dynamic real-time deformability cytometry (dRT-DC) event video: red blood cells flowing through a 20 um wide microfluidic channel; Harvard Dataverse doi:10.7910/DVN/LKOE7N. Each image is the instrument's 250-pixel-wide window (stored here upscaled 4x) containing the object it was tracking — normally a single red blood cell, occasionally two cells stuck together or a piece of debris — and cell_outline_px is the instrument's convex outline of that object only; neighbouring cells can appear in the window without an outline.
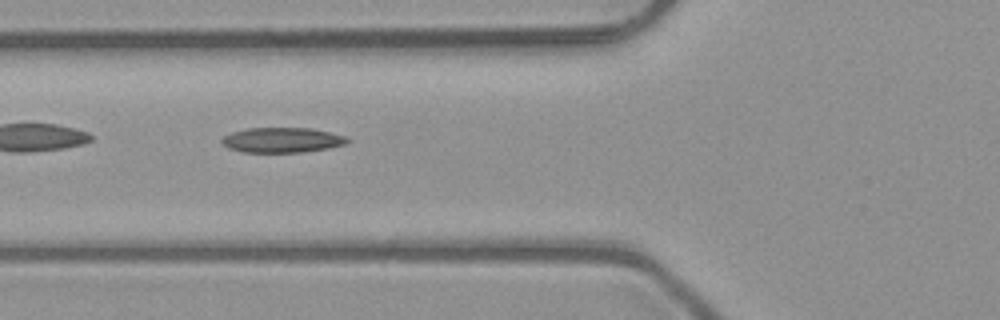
{"species": "common noctule bat (a hibernating species)", "species_latin": "Nyctalus noctula", "temperature_condition": "room temperature", "stored_images_in_passage": 8, "camera_frame_rate_fps": 3000, "um_per_image_px": 0.085, "animal": {"sex": "male", "body_mass_g": 23.1, "forearm_length_mm": 52.7}, "frame": {"image": 1, "passage_image": 6, "time_ms": 1.667, "image_size_px": [1000, 320], "cell_outline_px": [[352, 140], [344, 144], [328, 148], [300, 152], [244, 152], [228, 148], [220, 140], [224, 136], [232, 132], [248, 128], [312, 128], [348, 136]], "centroid_in_image_um": [24.01, 11.89], "position_along_channel_um": 101.8, "area_um2": 18.32}}
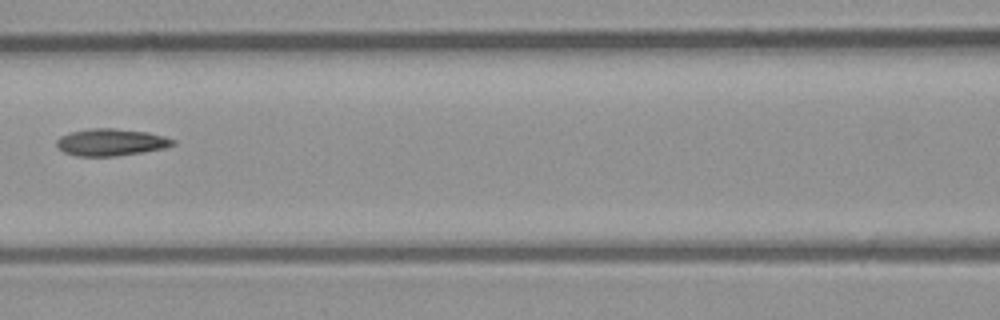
{"frame": {"image": 2, "passage_image": 7, "time_ms": 2.0, "image_size_px": [1000, 320], "cell_outline_px": [[176, 144], [164, 148], [116, 156], [76, 156], [64, 152], [56, 144], [56, 140], [60, 136], [72, 132], [88, 128], [112, 128], [148, 132], [164, 136], [176, 140]], "centroid_in_image_um": [9.44, 12.08], "position_along_channel_um": 157.2, "area_um2": 18.26}}
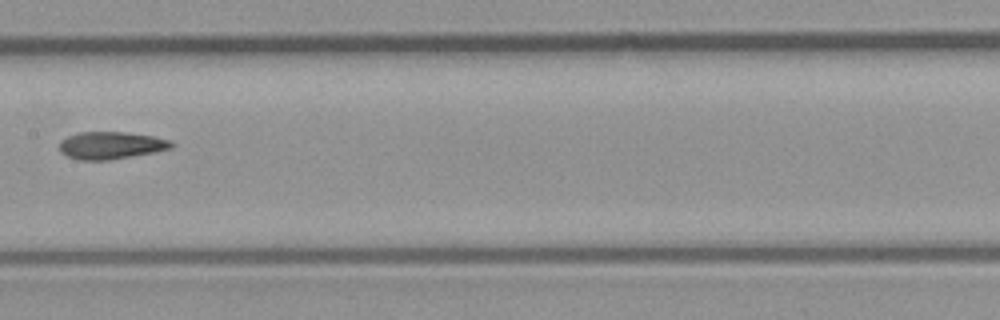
{"frame": {"image": 3, "passage_image": 8, "time_ms": 2.333, "image_size_px": [1000, 320], "cell_outline_px": [[172, 148], [152, 152], [108, 160], [80, 160], [68, 156], [60, 152], [60, 140], [68, 136], [80, 132], [124, 132], [152, 136], [172, 140]], "centroid_in_image_um": [9.4, 12.35], "position_along_channel_um": 198.0, "area_um2": 17.63}}